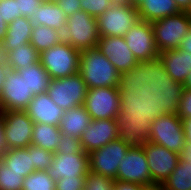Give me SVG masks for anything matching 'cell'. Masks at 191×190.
Returning <instances> with one entry per match:
<instances>
[{"instance_id": "1", "label": "cell", "mask_w": 191, "mask_h": 190, "mask_svg": "<svg viewBox=\"0 0 191 190\" xmlns=\"http://www.w3.org/2000/svg\"><path fill=\"white\" fill-rule=\"evenodd\" d=\"M134 126L142 139L179 155L187 147L183 120L164 98L141 93L135 105Z\"/></svg>"}, {"instance_id": "2", "label": "cell", "mask_w": 191, "mask_h": 190, "mask_svg": "<svg viewBox=\"0 0 191 190\" xmlns=\"http://www.w3.org/2000/svg\"><path fill=\"white\" fill-rule=\"evenodd\" d=\"M141 93L136 87L87 89L84 107L92 120H134L136 101Z\"/></svg>"}, {"instance_id": "3", "label": "cell", "mask_w": 191, "mask_h": 190, "mask_svg": "<svg viewBox=\"0 0 191 190\" xmlns=\"http://www.w3.org/2000/svg\"><path fill=\"white\" fill-rule=\"evenodd\" d=\"M191 72V54L180 49L160 53L156 67L150 72L145 94L163 98L171 90L181 87Z\"/></svg>"}, {"instance_id": "4", "label": "cell", "mask_w": 191, "mask_h": 190, "mask_svg": "<svg viewBox=\"0 0 191 190\" xmlns=\"http://www.w3.org/2000/svg\"><path fill=\"white\" fill-rule=\"evenodd\" d=\"M97 48L129 83L145 92L150 73L134 57L124 37L102 36Z\"/></svg>"}, {"instance_id": "5", "label": "cell", "mask_w": 191, "mask_h": 190, "mask_svg": "<svg viewBox=\"0 0 191 190\" xmlns=\"http://www.w3.org/2000/svg\"><path fill=\"white\" fill-rule=\"evenodd\" d=\"M79 73L85 81L87 89L135 87L117 71L97 47L81 52Z\"/></svg>"}, {"instance_id": "6", "label": "cell", "mask_w": 191, "mask_h": 190, "mask_svg": "<svg viewBox=\"0 0 191 190\" xmlns=\"http://www.w3.org/2000/svg\"><path fill=\"white\" fill-rule=\"evenodd\" d=\"M137 138V129L132 126L117 140L89 153V171L116 180L119 164Z\"/></svg>"}, {"instance_id": "7", "label": "cell", "mask_w": 191, "mask_h": 190, "mask_svg": "<svg viewBox=\"0 0 191 190\" xmlns=\"http://www.w3.org/2000/svg\"><path fill=\"white\" fill-rule=\"evenodd\" d=\"M123 37L134 57L150 73L156 67L160 55L152 23L140 19Z\"/></svg>"}, {"instance_id": "8", "label": "cell", "mask_w": 191, "mask_h": 190, "mask_svg": "<svg viewBox=\"0 0 191 190\" xmlns=\"http://www.w3.org/2000/svg\"><path fill=\"white\" fill-rule=\"evenodd\" d=\"M81 52L61 42L40 53V62L51 79H60L79 72Z\"/></svg>"}, {"instance_id": "9", "label": "cell", "mask_w": 191, "mask_h": 190, "mask_svg": "<svg viewBox=\"0 0 191 190\" xmlns=\"http://www.w3.org/2000/svg\"><path fill=\"white\" fill-rule=\"evenodd\" d=\"M63 42L82 52L97 47L100 39L97 20L84 11H75L67 18Z\"/></svg>"}, {"instance_id": "10", "label": "cell", "mask_w": 191, "mask_h": 190, "mask_svg": "<svg viewBox=\"0 0 191 190\" xmlns=\"http://www.w3.org/2000/svg\"><path fill=\"white\" fill-rule=\"evenodd\" d=\"M132 126H134V120H91L80 138L82 148L89 154L117 140Z\"/></svg>"}, {"instance_id": "11", "label": "cell", "mask_w": 191, "mask_h": 190, "mask_svg": "<svg viewBox=\"0 0 191 190\" xmlns=\"http://www.w3.org/2000/svg\"><path fill=\"white\" fill-rule=\"evenodd\" d=\"M156 47L159 53L171 49H179L184 36L191 29L188 12L166 16L152 23Z\"/></svg>"}, {"instance_id": "12", "label": "cell", "mask_w": 191, "mask_h": 190, "mask_svg": "<svg viewBox=\"0 0 191 190\" xmlns=\"http://www.w3.org/2000/svg\"><path fill=\"white\" fill-rule=\"evenodd\" d=\"M87 86L80 73L71 76L51 79L47 94L63 110L84 105Z\"/></svg>"}, {"instance_id": "13", "label": "cell", "mask_w": 191, "mask_h": 190, "mask_svg": "<svg viewBox=\"0 0 191 190\" xmlns=\"http://www.w3.org/2000/svg\"><path fill=\"white\" fill-rule=\"evenodd\" d=\"M96 20L100 37H123L140 18L135 6L111 4Z\"/></svg>"}, {"instance_id": "14", "label": "cell", "mask_w": 191, "mask_h": 190, "mask_svg": "<svg viewBox=\"0 0 191 190\" xmlns=\"http://www.w3.org/2000/svg\"><path fill=\"white\" fill-rule=\"evenodd\" d=\"M5 149L26 148L31 144L33 121L26 111H0Z\"/></svg>"}, {"instance_id": "15", "label": "cell", "mask_w": 191, "mask_h": 190, "mask_svg": "<svg viewBox=\"0 0 191 190\" xmlns=\"http://www.w3.org/2000/svg\"><path fill=\"white\" fill-rule=\"evenodd\" d=\"M137 140L144 148L152 183L162 185L175 170L180 155L161 145L146 141L139 135Z\"/></svg>"}, {"instance_id": "16", "label": "cell", "mask_w": 191, "mask_h": 190, "mask_svg": "<svg viewBox=\"0 0 191 190\" xmlns=\"http://www.w3.org/2000/svg\"><path fill=\"white\" fill-rule=\"evenodd\" d=\"M116 180L142 186L153 184L144 148L138 140L130 146L126 156L120 162Z\"/></svg>"}, {"instance_id": "17", "label": "cell", "mask_w": 191, "mask_h": 190, "mask_svg": "<svg viewBox=\"0 0 191 190\" xmlns=\"http://www.w3.org/2000/svg\"><path fill=\"white\" fill-rule=\"evenodd\" d=\"M33 97L26 79L8 69L0 92V111H25Z\"/></svg>"}, {"instance_id": "18", "label": "cell", "mask_w": 191, "mask_h": 190, "mask_svg": "<svg viewBox=\"0 0 191 190\" xmlns=\"http://www.w3.org/2000/svg\"><path fill=\"white\" fill-rule=\"evenodd\" d=\"M53 180L61 178L85 177L89 172V155L86 152H78L73 155L54 153L51 167L47 170Z\"/></svg>"}, {"instance_id": "19", "label": "cell", "mask_w": 191, "mask_h": 190, "mask_svg": "<svg viewBox=\"0 0 191 190\" xmlns=\"http://www.w3.org/2000/svg\"><path fill=\"white\" fill-rule=\"evenodd\" d=\"M25 111L33 123H43L58 127L64 114V110L57 106L47 93L34 95Z\"/></svg>"}, {"instance_id": "20", "label": "cell", "mask_w": 191, "mask_h": 190, "mask_svg": "<svg viewBox=\"0 0 191 190\" xmlns=\"http://www.w3.org/2000/svg\"><path fill=\"white\" fill-rule=\"evenodd\" d=\"M28 20L33 25H44L60 32H64L67 17L56 2L44 1L39 8L32 13Z\"/></svg>"}, {"instance_id": "21", "label": "cell", "mask_w": 191, "mask_h": 190, "mask_svg": "<svg viewBox=\"0 0 191 190\" xmlns=\"http://www.w3.org/2000/svg\"><path fill=\"white\" fill-rule=\"evenodd\" d=\"M0 158L8 169L19 173L20 177L25 178L35 171L33 168L32 144L26 148L5 149Z\"/></svg>"}, {"instance_id": "22", "label": "cell", "mask_w": 191, "mask_h": 190, "mask_svg": "<svg viewBox=\"0 0 191 190\" xmlns=\"http://www.w3.org/2000/svg\"><path fill=\"white\" fill-rule=\"evenodd\" d=\"M91 120L92 119L85 110L84 105H79L64 110L59 128L62 134H67L80 139L83 131L90 124Z\"/></svg>"}, {"instance_id": "23", "label": "cell", "mask_w": 191, "mask_h": 190, "mask_svg": "<svg viewBox=\"0 0 191 190\" xmlns=\"http://www.w3.org/2000/svg\"><path fill=\"white\" fill-rule=\"evenodd\" d=\"M137 10L139 18L149 23L181 12L174 0H145Z\"/></svg>"}, {"instance_id": "24", "label": "cell", "mask_w": 191, "mask_h": 190, "mask_svg": "<svg viewBox=\"0 0 191 190\" xmlns=\"http://www.w3.org/2000/svg\"><path fill=\"white\" fill-rule=\"evenodd\" d=\"M33 26L28 17H18L8 24L7 34L3 41L5 50L10 52L22 44L30 43Z\"/></svg>"}, {"instance_id": "25", "label": "cell", "mask_w": 191, "mask_h": 190, "mask_svg": "<svg viewBox=\"0 0 191 190\" xmlns=\"http://www.w3.org/2000/svg\"><path fill=\"white\" fill-rule=\"evenodd\" d=\"M58 126L34 123L31 144L55 153L61 139Z\"/></svg>"}, {"instance_id": "26", "label": "cell", "mask_w": 191, "mask_h": 190, "mask_svg": "<svg viewBox=\"0 0 191 190\" xmlns=\"http://www.w3.org/2000/svg\"><path fill=\"white\" fill-rule=\"evenodd\" d=\"M24 79H26L29 92L33 95L47 93L50 86L51 78L43 68L41 62L34 63L26 69L17 71Z\"/></svg>"}, {"instance_id": "27", "label": "cell", "mask_w": 191, "mask_h": 190, "mask_svg": "<svg viewBox=\"0 0 191 190\" xmlns=\"http://www.w3.org/2000/svg\"><path fill=\"white\" fill-rule=\"evenodd\" d=\"M63 41V34L59 30L44 25L33 26L30 43L41 53Z\"/></svg>"}, {"instance_id": "28", "label": "cell", "mask_w": 191, "mask_h": 190, "mask_svg": "<svg viewBox=\"0 0 191 190\" xmlns=\"http://www.w3.org/2000/svg\"><path fill=\"white\" fill-rule=\"evenodd\" d=\"M9 69L18 71L32 66L40 61V53L32 46L31 43L22 44L18 48L9 52Z\"/></svg>"}, {"instance_id": "29", "label": "cell", "mask_w": 191, "mask_h": 190, "mask_svg": "<svg viewBox=\"0 0 191 190\" xmlns=\"http://www.w3.org/2000/svg\"><path fill=\"white\" fill-rule=\"evenodd\" d=\"M163 190H191V163L179 159L175 170L162 184Z\"/></svg>"}, {"instance_id": "30", "label": "cell", "mask_w": 191, "mask_h": 190, "mask_svg": "<svg viewBox=\"0 0 191 190\" xmlns=\"http://www.w3.org/2000/svg\"><path fill=\"white\" fill-rule=\"evenodd\" d=\"M163 98L180 119H191V90L177 87Z\"/></svg>"}, {"instance_id": "31", "label": "cell", "mask_w": 191, "mask_h": 190, "mask_svg": "<svg viewBox=\"0 0 191 190\" xmlns=\"http://www.w3.org/2000/svg\"><path fill=\"white\" fill-rule=\"evenodd\" d=\"M22 190H56V184L47 170H35L24 178Z\"/></svg>"}, {"instance_id": "32", "label": "cell", "mask_w": 191, "mask_h": 190, "mask_svg": "<svg viewBox=\"0 0 191 190\" xmlns=\"http://www.w3.org/2000/svg\"><path fill=\"white\" fill-rule=\"evenodd\" d=\"M24 178L8 169L0 158V190H22Z\"/></svg>"}, {"instance_id": "33", "label": "cell", "mask_w": 191, "mask_h": 190, "mask_svg": "<svg viewBox=\"0 0 191 190\" xmlns=\"http://www.w3.org/2000/svg\"><path fill=\"white\" fill-rule=\"evenodd\" d=\"M114 179L89 171L84 179V190H113Z\"/></svg>"}, {"instance_id": "34", "label": "cell", "mask_w": 191, "mask_h": 190, "mask_svg": "<svg viewBox=\"0 0 191 190\" xmlns=\"http://www.w3.org/2000/svg\"><path fill=\"white\" fill-rule=\"evenodd\" d=\"M33 168L36 171L48 170L53 162L54 153L32 144Z\"/></svg>"}, {"instance_id": "35", "label": "cell", "mask_w": 191, "mask_h": 190, "mask_svg": "<svg viewBox=\"0 0 191 190\" xmlns=\"http://www.w3.org/2000/svg\"><path fill=\"white\" fill-rule=\"evenodd\" d=\"M56 152H60L64 155H73L75 153L85 151L82 148L81 140L79 138L67 134H61L60 143Z\"/></svg>"}, {"instance_id": "36", "label": "cell", "mask_w": 191, "mask_h": 190, "mask_svg": "<svg viewBox=\"0 0 191 190\" xmlns=\"http://www.w3.org/2000/svg\"><path fill=\"white\" fill-rule=\"evenodd\" d=\"M110 5V0H82L81 10L97 18L103 14Z\"/></svg>"}, {"instance_id": "37", "label": "cell", "mask_w": 191, "mask_h": 190, "mask_svg": "<svg viewBox=\"0 0 191 190\" xmlns=\"http://www.w3.org/2000/svg\"><path fill=\"white\" fill-rule=\"evenodd\" d=\"M0 15L7 24H10L13 20L18 18L16 0H0Z\"/></svg>"}, {"instance_id": "38", "label": "cell", "mask_w": 191, "mask_h": 190, "mask_svg": "<svg viewBox=\"0 0 191 190\" xmlns=\"http://www.w3.org/2000/svg\"><path fill=\"white\" fill-rule=\"evenodd\" d=\"M85 177L61 178L55 181L56 190H84Z\"/></svg>"}, {"instance_id": "39", "label": "cell", "mask_w": 191, "mask_h": 190, "mask_svg": "<svg viewBox=\"0 0 191 190\" xmlns=\"http://www.w3.org/2000/svg\"><path fill=\"white\" fill-rule=\"evenodd\" d=\"M18 17H29L34 13L44 0H16Z\"/></svg>"}, {"instance_id": "40", "label": "cell", "mask_w": 191, "mask_h": 190, "mask_svg": "<svg viewBox=\"0 0 191 190\" xmlns=\"http://www.w3.org/2000/svg\"><path fill=\"white\" fill-rule=\"evenodd\" d=\"M56 3L61 7L67 18L75 11H81L82 0H57Z\"/></svg>"}, {"instance_id": "41", "label": "cell", "mask_w": 191, "mask_h": 190, "mask_svg": "<svg viewBox=\"0 0 191 190\" xmlns=\"http://www.w3.org/2000/svg\"><path fill=\"white\" fill-rule=\"evenodd\" d=\"M113 190H142V185L121 180H115Z\"/></svg>"}, {"instance_id": "42", "label": "cell", "mask_w": 191, "mask_h": 190, "mask_svg": "<svg viewBox=\"0 0 191 190\" xmlns=\"http://www.w3.org/2000/svg\"><path fill=\"white\" fill-rule=\"evenodd\" d=\"M9 52L5 50L4 43L0 42V65L9 67Z\"/></svg>"}, {"instance_id": "43", "label": "cell", "mask_w": 191, "mask_h": 190, "mask_svg": "<svg viewBox=\"0 0 191 190\" xmlns=\"http://www.w3.org/2000/svg\"><path fill=\"white\" fill-rule=\"evenodd\" d=\"M180 50L187 51L191 54V29L190 31L184 36L183 41L180 44Z\"/></svg>"}, {"instance_id": "44", "label": "cell", "mask_w": 191, "mask_h": 190, "mask_svg": "<svg viewBox=\"0 0 191 190\" xmlns=\"http://www.w3.org/2000/svg\"><path fill=\"white\" fill-rule=\"evenodd\" d=\"M181 12H188L191 9V0H174Z\"/></svg>"}, {"instance_id": "45", "label": "cell", "mask_w": 191, "mask_h": 190, "mask_svg": "<svg viewBox=\"0 0 191 190\" xmlns=\"http://www.w3.org/2000/svg\"><path fill=\"white\" fill-rule=\"evenodd\" d=\"M183 126L187 143L191 144V119H184Z\"/></svg>"}, {"instance_id": "46", "label": "cell", "mask_w": 191, "mask_h": 190, "mask_svg": "<svg viewBox=\"0 0 191 190\" xmlns=\"http://www.w3.org/2000/svg\"><path fill=\"white\" fill-rule=\"evenodd\" d=\"M8 24L3 21L0 15V42H3L7 34Z\"/></svg>"}, {"instance_id": "47", "label": "cell", "mask_w": 191, "mask_h": 190, "mask_svg": "<svg viewBox=\"0 0 191 190\" xmlns=\"http://www.w3.org/2000/svg\"><path fill=\"white\" fill-rule=\"evenodd\" d=\"M180 158L186 162L191 163V144H187V147L180 155Z\"/></svg>"}, {"instance_id": "48", "label": "cell", "mask_w": 191, "mask_h": 190, "mask_svg": "<svg viewBox=\"0 0 191 190\" xmlns=\"http://www.w3.org/2000/svg\"><path fill=\"white\" fill-rule=\"evenodd\" d=\"M3 125L1 120V114H0V156L5 150V143H4V136H3Z\"/></svg>"}, {"instance_id": "49", "label": "cell", "mask_w": 191, "mask_h": 190, "mask_svg": "<svg viewBox=\"0 0 191 190\" xmlns=\"http://www.w3.org/2000/svg\"><path fill=\"white\" fill-rule=\"evenodd\" d=\"M8 67L5 65H0V92L2 89L3 82L5 80L6 72L8 71Z\"/></svg>"}, {"instance_id": "50", "label": "cell", "mask_w": 191, "mask_h": 190, "mask_svg": "<svg viewBox=\"0 0 191 190\" xmlns=\"http://www.w3.org/2000/svg\"><path fill=\"white\" fill-rule=\"evenodd\" d=\"M111 4L125 6V5H132V0H110Z\"/></svg>"}, {"instance_id": "51", "label": "cell", "mask_w": 191, "mask_h": 190, "mask_svg": "<svg viewBox=\"0 0 191 190\" xmlns=\"http://www.w3.org/2000/svg\"><path fill=\"white\" fill-rule=\"evenodd\" d=\"M142 190H163V188L160 184H152L148 186H142Z\"/></svg>"}, {"instance_id": "52", "label": "cell", "mask_w": 191, "mask_h": 190, "mask_svg": "<svg viewBox=\"0 0 191 190\" xmlns=\"http://www.w3.org/2000/svg\"><path fill=\"white\" fill-rule=\"evenodd\" d=\"M181 88H185V89L191 90V72L188 75V77L185 80V82L183 83V85L181 86Z\"/></svg>"}, {"instance_id": "53", "label": "cell", "mask_w": 191, "mask_h": 190, "mask_svg": "<svg viewBox=\"0 0 191 190\" xmlns=\"http://www.w3.org/2000/svg\"><path fill=\"white\" fill-rule=\"evenodd\" d=\"M145 0H132V6H135L136 8L140 6Z\"/></svg>"}, {"instance_id": "54", "label": "cell", "mask_w": 191, "mask_h": 190, "mask_svg": "<svg viewBox=\"0 0 191 190\" xmlns=\"http://www.w3.org/2000/svg\"><path fill=\"white\" fill-rule=\"evenodd\" d=\"M44 1L56 2L57 0H44Z\"/></svg>"}, {"instance_id": "55", "label": "cell", "mask_w": 191, "mask_h": 190, "mask_svg": "<svg viewBox=\"0 0 191 190\" xmlns=\"http://www.w3.org/2000/svg\"><path fill=\"white\" fill-rule=\"evenodd\" d=\"M189 15H190V19H191V9L188 11Z\"/></svg>"}]
</instances>
